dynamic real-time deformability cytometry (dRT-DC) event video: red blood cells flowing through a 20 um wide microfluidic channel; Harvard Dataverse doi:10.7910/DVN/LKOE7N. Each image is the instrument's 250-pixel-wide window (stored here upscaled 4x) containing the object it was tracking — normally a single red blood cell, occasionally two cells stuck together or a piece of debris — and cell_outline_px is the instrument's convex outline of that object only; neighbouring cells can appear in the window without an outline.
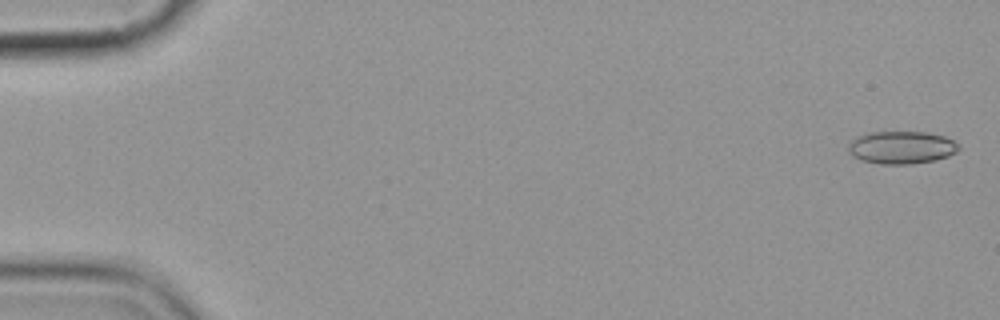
{"species": "common noctule bat (a hibernating species)", "species_latin": "Nyctalus noctula", "temperature_condition": "cold", "stored_images_in_passage": 9, "camera_frame_rate_fps": 3000, "um_per_image_px": 0.085, "animal": {"sex": "female", "body_mass_g": 19.9}, "frame": {"image": 1, "passage_image": 1, "time_ms": 0.0, "image_size_px": [1000, 320], "cell_outline_px": [[960, 148], [956, 152], [948, 156], [936, 160], [908, 164], [880, 164], [860, 160], [852, 156], [848, 152], [848, 144], [856, 136], [868, 132], [924, 132], [944, 136], [960, 144]], "centroid_in_image_um": [76.6, 12.53], "position_along_channel_um": 8.4, "area_um2": 21.21}}
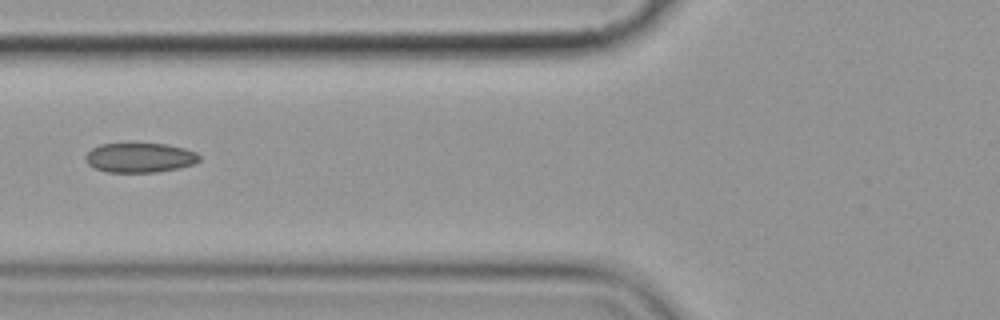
{"frame": {"image": 2, "passage_image": 7, "time_ms": 7.0, "image_size_px": [1000, 320], "cell_outline_px": [[200, 160], [192, 164], [176, 168], [156, 172], [108, 172], [96, 168], [88, 164], [84, 156], [92, 148], [100, 144], [168, 144], [184, 148], [196, 152], [200, 156]], "centroid_in_image_um": [11.88, 13.4], "position_along_channel_um": 113.9, "area_um2": 19.42}}
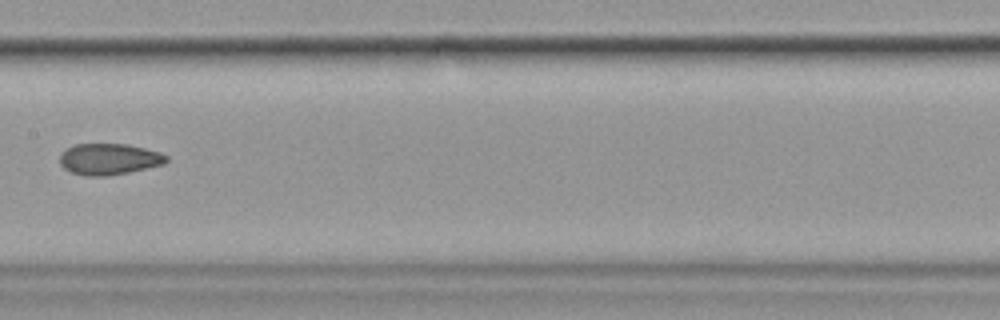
{"frame": {"image": 3, "passage_image": 9, "time_ms": 9.333, "image_size_px": [1000, 320], "cell_outline_px": [[168, 160], [164, 164], [128, 172], [104, 176], [88, 176], [72, 172], [64, 168], [60, 164], [60, 152], [72, 144], [128, 144], [160, 152], [168, 156]], "centroid_in_image_um": [9.25, 13.51], "position_along_channel_um": 198.2, "area_um2": 19.42}}